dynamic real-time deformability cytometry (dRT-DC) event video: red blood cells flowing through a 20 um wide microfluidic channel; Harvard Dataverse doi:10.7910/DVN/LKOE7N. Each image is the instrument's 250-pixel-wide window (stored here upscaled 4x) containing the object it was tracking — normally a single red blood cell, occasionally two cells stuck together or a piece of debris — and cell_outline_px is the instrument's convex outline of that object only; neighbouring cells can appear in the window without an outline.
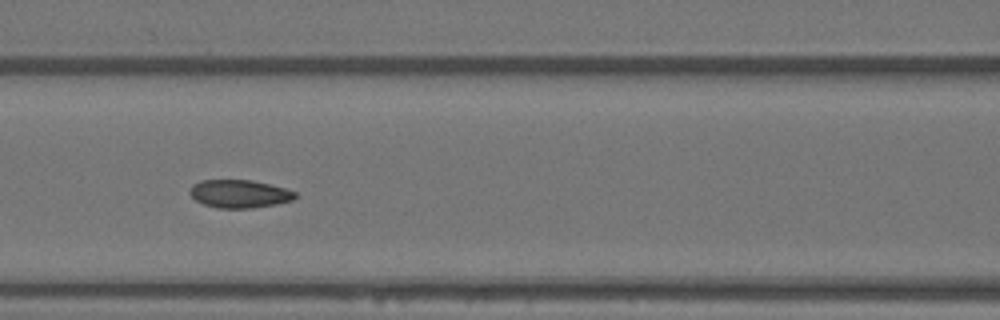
{"species": "Egyptian fruit bat (a non-hibernating species)", "species_latin": "Rousettus aegyptiacus", "temperature_condition": "warm", "stored_images_in_passage": 14, "camera_frame_rate_fps": 3000, "um_per_image_px": 0.085, "animal": {"sex": "female"}, "frame": {"image": 1, "passage_image": 5, "time_ms": 1.333, "image_size_px": [1000, 320], "cell_outline_px": [[296, 196], [292, 200], [276, 204], [252, 208], [220, 208], [204, 204], [196, 200], [188, 192], [192, 184], [200, 180], [252, 180], [284, 188], [296, 192]], "centroid_in_image_um": [20.32, 16.47], "position_along_channel_um": 146.3, "area_um2": 17.11}}
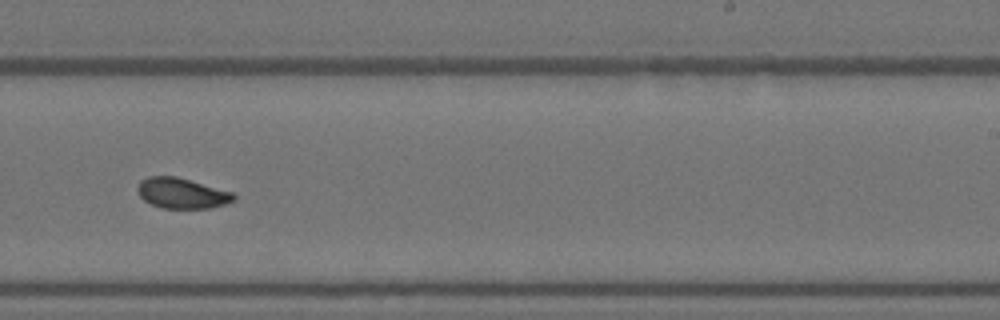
{"frame": {"image": 2, "passage_image": 8, "time_ms": 2.333, "image_size_px": [1000, 320], "cell_outline_px": [[236, 200], [212, 208], [160, 208], [144, 200], [136, 192], [136, 188], [140, 180], [148, 176], [176, 176], [232, 192], [236, 196]], "centroid_in_image_um": [15.43, 16.42], "position_along_channel_um": 273.6, "area_um2": 17.17}}
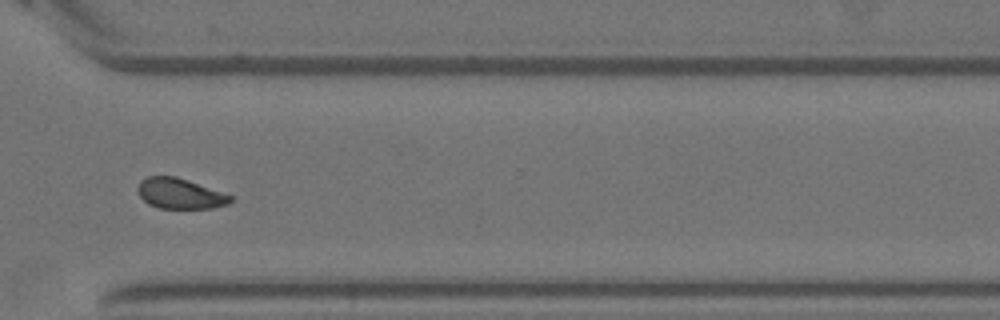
{"frame": {"image": 3, "passage_image": 10, "time_ms": 3.0, "image_size_px": [1000, 320], "cell_outline_px": [[232, 200], [228, 204], [212, 208], [160, 208], [148, 204], [140, 196], [136, 188], [140, 180], [148, 176], [176, 176], [232, 196]], "centroid_in_image_um": [15.25, 16.45], "position_along_channel_um": 355.3, "area_um2": 16.3}}